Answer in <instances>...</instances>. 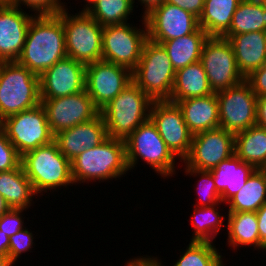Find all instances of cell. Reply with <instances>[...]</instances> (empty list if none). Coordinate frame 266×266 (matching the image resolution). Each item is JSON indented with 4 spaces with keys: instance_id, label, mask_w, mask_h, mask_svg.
Segmentation results:
<instances>
[{
    "instance_id": "obj_1",
    "label": "cell",
    "mask_w": 266,
    "mask_h": 266,
    "mask_svg": "<svg viewBox=\"0 0 266 266\" xmlns=\"http://www.w3.org/2000/svg\"><path fill=\"white\" fill-rule=\"evenodd\" d=\"M67 57L62 11L35 15L28 27L17 63L40 76L56 62Z\"/></svg>"
},
{
    "instance_id": "obj_2",
    "label": "cell",
    "mask_w": 266,
    "mask_h": 266,
    "mask_svg": "<svg viewBox=\"0 0 266 266\" xmlns=\"http://www.w3.org/2000/svg\"><path fill=\"white\" fill-rule=\"evenodd\" d=\"M128 171L125 141L112 137L86 149L71 161V175L75 185L97 181L101 183L113 178L118 180Z\"/></svg>"
},
{
    "instance_id": "obj_3",
    "label": "cell",
    "mask_w": 266,
    "mask_h": 266,
    "mask_svg": "<svg viewBox=\"0 0 266 266\" xmlns=\"http://www.w3.org/2000/svg\"><path fill=\"white\" fill-rule=\"evenodd\" d=\"M21 165L36 195L44 196L43 193L51 192V189L54 192L62 186L74 185L71 162L60 152L54 140L24 153Z\"/></svg>"
},
{
    "instance_id": "obj_4",
    "label": "cell",
    "mask_w": 266,
    "mask_h": 266,
    "mask_svg": "<svg viewBox=\"0 0 266 266\" xmlns=\"http://www.w3.org/2000/svg\"><path fill=\"white\" fill-rule=\"evenodd\" d=\"M152 102L132 81L100 111L108 137L125 141L149 119Z\"/></svg>"
},
{
    "instance_id": "obj_5",
    "label": "cell",
    "mask_w": 266,
    "mask_h": 266,
    "mask_svg": "<svg viewBox=\"0 0 266 266\" xmlns=\"http://www.w3.org/2000/svg\"><path fill=\"white\" fill-rule=\"evenodd\" d=\"M40 103L39 76L16 61L0 62V120Z\"/></svg>"
},
{
    "instance_id": "obj_6",
    "label": "cell",
    "mask_w": 266,
    "mask_h": 266,
    "mask_svg": "<svg viewBox=\"0 0 266 266\" xmlns=\"http://www.w3.org/2000/svg\"><path fill=\"white\" fill-rule=\"evenodd\" d=\"M175 69L164 47L147 40L137 67L132 71L133 82L152 100H170Z\"/></svg>"
},
{
    "instance_id": "obj_7",
    "label": "cell",
    "mask_w": 266,
    "mask_h": 266,
    "mask_svg": "<svg viewBox=\"0 0 266 266\" xmlns=\"http://www.w3.org/2000/svg\"><path fill=\"white\" fill-rule=\"evenodd\" d=\"M126 160L129 171L142 159L161 178L176 174L177 158L167 148L153 122L142 123L126 140Z\"/></svg>"
},
{
    "instance_id": "obj_8",
    "label": "cell",
    "mask_w": 266,
    "mask_h": 266,
    "mask_svg": "<svg viewBox=\"0 0 266 266\" xmlns=\"http://www.w3.org/2000/svg\"><path fill=\"white\" fill-rule=\"evenodd\" d=\"M62 24L67 57L85 65L102 60L103 26L85 11L69 14L67 7L62 10Z\"/></svg>"
},
{
    "instance_id": "obj_9",
    "label": "cell",
    "mask_w": 266,
    "mask_h": 266,
    "mask_svg": "<svg viewBox=\"0 0 266 266\" xmlns=\"http://www.w3.org/2000/svg\"><path fill=\"white\" fill-rule=\"evenodd\" d=\"M141 18V29L135 24L133 26V23L103 26L102 60L127 67L131 71L137 67L148 40L147 24L145 18Z\"/></svg>"
},
{
    "instance_id": "obj_10",
    "label": "cell",
    "mask_w": 266,
    "mask_h": 266,
    "mask_svg": "<svg viewBox=\"0 0 266 266\" xmlns=\"http://www.w3.org/2000/svg\"><path fill=\"white\" fill-rule=\"evenodd\" d=\"M1 129L21 156L54 140L41 103L5 118L2 120Z\"/></svg>"
},
{
    "instance_id": "obj_11",
    "label": "cell",
    "mask_w": 266,
    "mask_h": 266,
    "mask_svg": "<svg viewBox=\"0 0 266 266\" xmlns=\"http://www.w3.org/2000/svg\"><path fill=\"white\" fill-rule=\"evenodd\" d=\"M200 62L206 72L213 93L234 87L245 80L237 67L231 43L223 37H209Z\"/></svg>"
},
{
    "instance_id": "obj_12",
    "label": "cell",
    "mask_w": 266,
    "mask_h": 266,
    "mask_svg": "<svg viewBox=\"0 0 266 266\" xmlns=\"http://www.w3.org/2000/svg\"><path fill=\"white\" fill-rule=\"evenodd\" d=\"M216 96L220 128L236 134L256 125L257 95L246 80Z\"/></svg>"
},
{
    "instance_id": "obj_13",
    "label": "cell",
    "mask_w": 266,
    "mask_h": 266,
    "mask_svg": "<svg viewBox=\"0 0 266 266\" xmlns=\"http://www.w3.org/2000/svg\"><path fill=\"white\" fill-rule=\"evenodd\" d=\"M149 119L167 148L182 162L189 155L193 134L189 131L177 103L169 100L153 101Z\"/></svg>"
},
{
    "instance_id": "obj_14",
    "label": "cell",
    "mask_w": 266,
    "mask_h": 266,
    "mask_svg": "<svg viewBox=\"0 0 266 266\" xmlns=\"http://www.w3.org/2000/svg\"><path fill=\"white\" fill-rule=\"evenodd\" d=\"M132 81V71L127 67L105 60L86 65L85 89L99 111Z\"/></svg>"
},
{
    "instance_id": "obj_15",
    "label": "cell",
    "mask_w": 266,
    "mask_h": 266,
    "mask_svg": "<svg viewBox=\"0 0 266 266\" xmlns=\"http://www.w3.org/2000/svg\"><path fill=\"white\" fill-rule=\"evenodd\" d=\"M235 154V134L223 128L192 136L189 155L182 161L188 168L210 171Z\"/></svg>"
},
{
    "instance_id": "obj_16",
    "label": "cell",
    "mask_w": 266,
    "mask_h": 266,
    "mask_svg": "<svg viewBox=\"0 0 266 266\" xmlns=\"http://www.w3.org/2000/svg\"><path fill=\"white\" fill-rule=\"evenodd\" d=\"M53 135L88 122L100 111L95 107L86 89L73 95L54 99H41Z\"/></svg>"
},
{
    "instance_id": "obj_17",
    "label": "cell",
    "mask_w": 266,
    "mask_h": 266,
    "mask_svg": "<svg viewBox=\"0 0 266 266\" xmlns=\"http://www.w3.org/2000/svg\"><path fill=\"white\" fill-rule=\"evenodd\" d=\"M148 39L163 43L197 31L199 18L184 9L164 2L145 17Z\"/></svg>"
},
{
    "instance_id": "obj_18",
    "label": "cell",
    "mask_w": 266,
    "mask_h": 266,
    "mask_svg": "<svg viewBox=\"0 0 266 266\" xmlns=\"http://www.w3.org/2000/svg\"><path fill=\"white\" fill-rule=\"evenodd\" d=\"M86 65L66 57L39 76L40 98L54 99L85 90Z\"/></svg>"
},
{
    "instance_id": "obj_19",
    "label": "cell",
    "mask_w": 266,
    "mask_h": 266,
    "mask_svg": "<svg viewBox=\"0 0 266 266\" xmlns=\"http://www.w3.org/2000/svg\"><path fill=\"white\" fill-rule=\"evenodd\" d=\"M14 6H0V62L17 61L28 27L36 14Z\"/></svg>"
},
{
    "instance_id": "obj_20",
    "label": "cell",
    "mask_w": 266,
    "mask_h": 266,
    "mask_svg": "<svg viewBox=\"0 0 266 266\" xmlns=\"http://www.w3.org/2000/svg\"><path fill=\"white\" fill-rule=\"evenodd\" d=\"M107 138L108 133L101 113L88 122L79 123L54 135L60 152L70 162L86 149L99 145Z\"/></svg>"
},
{
    "instance_id": "obj_21",
    "label": "cell",
    "mask_w": 266,
    "mask_h": 266,
    "mask_svg": "<svg viewBox=\"0 0 266 266\" xmlns=\"http://www.w3.org/2000/svg\"><path fill=\"white\" fill-rule=\"evenodd\" d=\"M228 41L244 78L266 63V31L232 35Z\"/></svg>"
},
{
    "instance_id": "obj_22",
    "label": "cell",
    "mask_w": 266,
    "mask_h": 266,
    "mask_svg": "<svg viewBox=\"0 0 266 266\" xmlns=\"http://www.w3.org/2000/svg\"><path fill=\"white\" fill-rule=\"evenodd\" d=\"M177 105L182 110L184 121L193 135L220 127L216 93L181 100Z\"/></svg>"
},
{
    "instance_id": "obj_23",
    "label": "cell",
    "mask_w": 266,
    "mask_h": 266,
    "mask_svg": "<svg viewBox=\"0 0 266 266\" xmlns=\"http://www.w3.org/2000/svg\"><path fill=\"white\" fill-rule=\"evenodd\" d=\"M254 170L255 168L252 165L242 162L235 154L211 169L221 201L226 203L236 195Z\"/></svg>"
},
{
    "instance_id": "obj_24",
    "label": "cell",
    "mask_w": 266,
    "mask_h": 266,
    "mask_svg": "<svg viewBox=\"0 0 266 266\" xmlns=\"http://www.w3.org/2000/svg\"><path fill=\"white\" fill-rule=\"evenodd\" d=\"M213 94L206 72L200 61L178 69L175 73L170 102Z\"/></svg>"
},
{
    "instance_id": "obj_25",
    "label": "cell",
    "mask_w": 266,
    "mask_h": 266,
    "mask_svg": "<svg viewBox=\"0 0 266 266\" xmlns=\"http://www.w3.org/2000/svg\"><path fill=\"white\" fill-rule=\"evenodd\" d=\"M0 194L11 209H29L36 193L26 176L22 165L18 168L0 172Z\"/></svg>"
},
{
    "instance_id": "obj_26",
    "label": "cell",
    "mask_w": 266,
    "mask_h": 266,
    "mask_svg": "<svg viewBox=\"0 0 266 266\" xmlns=\"http://www.w3.org/2000/svg\"><path fill=\"white\" fill-rule=\"evenodd\" d=\"M209 36L200 27L197 31L180 38L164 41L166 50L175 71L200 61L202 49Z\"/></svg>"
},
{
    "instance_id": "obj_27",
    "label": "cell",
    "mask_w": 266,
    "mask_h": 266,
    "mask_svg": "<svg viewBox=\"0 0 266 266\" xmlns=\"http://www.w3.org/2000/svg\"><path fill=\"white\" fill-rule=\"evenodd\" d=\"M228 246L234 250L240 247L253 246L260 251V239L256 212L227 213ZM239 247V248H238Z\"/></svg>"
},
{
    "instance_id": "obj_28",
    "label": "cell",
    "mask_w": 266,
    "mask_h": 266,
    "mask_svg": "<svg viewBox=\"0 0 266 266\" xmlns=\"http://www.w3.org/2000/svg\"><path fill=\"white\" fill-rule=\"evenodd\" d=\"M266 203V169H255L243 188L225 204L227 213L256 212Z\"/></svg>"
},
{
    "instance_id": "obj_29",
    "label": "cell",
    "mask_w": 266,
    "mask_h": 266,
    "mask_svg": "<svg viewBox=\"0 0 266 266\" xmlns=\"http://www.w3.org/2000/svg\"><path fill=\"white\" fill-rule=\"evenodd\" d=\"M235 155L255 169H266V129L255 125L236 133Z\"/></svg>"
},
{
    "instance_id": "obj_30",
    "label": "cell",
    "mask_w": 266,
    "mask_h": 266,
    "mask_svg": "<svg viewBox=\"0 0 266 266\" xmlns=\"http://www.w3.org/2000/svg\"><path fill=\"white\" fill-rule=\"evenodd\" d=\"M241 0H204L199 26L209 37H222L232 22V17Z\"/></svg>"
},
{
    "instance_id": "obj_31",
    "label": "cell",
    "mask_w": 266,
    "mask_h": 266,
    "mask_svg": "<svg viewBox=\"0 0 266 266\" xmlns=\"http://www.w3.org/2000/svg\"><path fill=\"white\" fill-rule=\"evenodd\" d=\"M256 31H266V9L258 0H241L229 30L222 37L228 40L232 35Z\"/></svg>"
},
{
    "instance_id": "obj_32",
    "label": "cell",
    "mask_w": 266,
    "mask_h": 266,
    "mask_svg": "<svg viewBox=\"0 0 266 266\" xmlns=\"http://www.w3.org/2000/svg\"><path fill=\"white\" fill-rule=\"evenodd\" d=\"M215 204L207 207H194L190 223L193 226V234L190 241L215 243V238L224 227V216L220 213L219 206ZM218 206V207H217ZM219 209V210H218Z\"/></svg>"
},
{
    "instance_id": "obj_33",
    "label": "cell",
    "mask_w": 266,
    "mask_h": 266,
    "mask_svg": "<svg viewBox=\"0 0 266 266\" xmlns=\"http://www.w3.org/2000/svg\"><path fill=\"white\" fill-rule=\"evenodd\" d=\"M211 242L190 241L186 250H184L172 266H224L223 256L219 249ZM160 266L162 260L158 257H152ZM161 260V261H160Z\"/></svg>"
},
{
    "instance_id": "obj_34",
    "label": "cell",
    "mask_w": 266,
    "mask_h": 266,
    "mask_svg": "<svg viewBox=\"0 0 266 266\" xmlns=\"http://www.w3.org/2000/svg\"><path fill=\"white\" fill-rule=\"evenodd\" d=\"M134 7L133 0H96L86 12L101 26H107L128 23Z\"/></svg>"
},
{
    "instance_id": "obj_35",
    "label": "cell",
    "mask_w": 266,
    "mask_h": 266,
    "mask_svg": "<svg viewBox=\"0 0 266 266\" xmlns=\"http://www.w3.org/2000/svg\"><path fill=\"white\" fill-rule=\"evenodd\" d=\"M184 170L185 174L189 175L190 177L198 176L199 178L198 185H196L198 194L196 196H198L199 199L198 202L192 206L207 207L223 203L221 201L220 193L216 190L214 177L211 171L188 168L185 164Z\"/></svg>"
},
{
    "instance_id": "obj_36",
    "label": "cell",
    "mask_w": 266,
    "mask_h": 266,
    "mask_svg": "<svg viewBox=\"0 0 266 266\" xmlns=\"http://www.w3.org/2000/svg\"><path fill=\"white\" fill-rule=\"evenodd\" d=\"M27 227L19 230L16 234L9 237V249L8 258L10 262L15 265L22 253H27L30 249L32 250L34 241V234L29 231Z\"/></svg>"
},
{
    "instance_id": "obj_37",
    "label": "cell",
    "mask_w": 266,
    "mask_h": 266,
    "mask_svg": "<svg viewBox=\"0 0 266 266\" xmlns=\"http://www.w3.org/2000/svg\"><path fill=\"white\" fill-rule=\"evenodd\" d=\"M61 0H12V6L23 9L24 6L36 15L58 14L67 5Z\"/></svg>"
},
{
    "instance_id": "obj_38",
    "label": "cell",
    "mask_w": 266,
    "mask_h": 266,
    "mask_svg": "<svg viewBox=\"0 0 266 266\" xmlns=\"http://www.w3.org/2000/svg\"><path fill=\"white\" fill-rule=\"evenodd\" d=\"M21 165V155L7 138L5 132L0 130V172L18 168Z\"/></svg>"
},
{
    "instance_id": "obj_39",
    "label": "cell",
    "mask_w": 266,
    "mask_h": 266,
    "mask_svg": "<svg viewBox=\"0 0 266 266\" xmlns=\"http://www.w3.org/2000/svg\"><path fill=\"white\" fill-rule=\"evenodd\" d=\"M24 209H10L0 217V230L7 234L8 237L16 234L26 225L23 217Z\"/></svg>"
},
{
    "instance_id": "obj_40",
    "label": "cell",
    "mask_w": 266,
    "mask_h": 266,
    "mask_svg": "<svg viewBox=\"0 0 266 266\" xmlns=\"http://www.w3.org/2000/svg\"><path fill=\"white\" fill-rule=\"evenodd\" d=\"M245 80L251 85L257 97L266 96V63L254 70Z\"/></svg>"
},
{
    "instance_id": "obj_41",
    "label": "cell",
    "mask_w": 266,
    "mask_h": 266,
    "mask_svg": "<svg viewBox=\"0 0 266 266\" xmlns=\"http://www.w3.org/2000/svg\"><path fill=\"white\" fill-rule=\"evenodd\" d=\"M165 2L176 5L198 18L203 13L204 0H165Z\"/></svg>"
},
{
    "instance_id": "obj_42",
    "label": "cell",
    "mask_w": 266,
    "mask_h": 266,
    "mask_svg": "<svg viewBox=\"0 0 266 266\" xmlns=\"http://www.w3.org/2000/svg\"><path fill=\"white\" fill-rule=\"evenodd\" d=\"M258 231L260 239V250L266 251V203L263 204L257 211ZM264 250V251H263Z\"/></svg>"
},
{
    "instance_id": "obj_43",
    "label": "cell",
    "mask_w": 266,
    "mask_h": 266,
    "mask_svg": "<svg viewBox=\"0 0 266 266\" xmlns=\"http://www.w3.org/2000/svg\"><path fill=\"white\" fill-rule=\"evenodd\" d=\"M256 125L266 129V96L257 97Z\"/></svg>"
},
{
    "instance_id": "obj_44",
    "label": "cell",
    "mask_w": 266,
    "mask_h": 266,
    "mask_svg": "<svg viewBox=\"0 0 266 266\" xmlns=\"http://www.w3.org/2000/svg\"><path fill=\"white\" fill-rule=\"evenodd\" d=\"M138 257V258H137ZM135 258H130L129 261L126 262L125 266H160L152 256L143 255L137 256Z\"/></svg>"
},
{
    "instance_id": "obj_45",
    "label": "cell",
    "mask_w": 266,
    "mask_h": 266,
    "mask_svg": "<svg viewBox=\"0 0 266 266\" xmlns=\"http://www.w3.org/2000/svg\"><path fill=\"white\" fill-rule=\"evenodd\" d=\"M138 3L143 6V12L142 17H145L147 14H149L154 8L162 5L165 0H136ZM135 3V0H133Z\"/></svg>"
},
{
    "instance_id": "obj_46",
    "label": "cell",
    "mask_w": 266,
    "mask_h": 266,
    "mask_svg": "<svg viewBox=\"0 0 266 266\" xmlns=\"http://www.w3.org/2000/svg\"><path fill=\"white\" fill-rule=\"evenodd\" d=\"M10 239L7 234L3 233L0 230V257L8 258V249H9Z\"/></svg>"
},
{
    "instance_id": "obj_47",
    "label": "cell",
    "mask_w": 266,
    "mask_h": 266,
    "mask_svg": "<svg viewBox=\"0 0 266 266\" xmlns=\"http://www.w3.org/2000/svg\"><path fill=\"white\" fill-rule=\"evenodd\" d=\"M11 208L6 203L4 197L0 194V217L7 213Z\"/></svg>"
},
{
    "instance_id": "obj_48",
    "label": "cell",
    "mask_w": 266,
    "mask_h": 266,
    "mask_svg": "<svg viewBox=\"0 0 266 266\" xmlns=\"http://www.w3.org/2000/svg\"><path fill=\"white\" fill-rule=\"evenodd\" d=\"M84 1L83 8L81 9V11H87L95 2L96 0H82Z\"/></svg>"
},
{
    "instance_id": "obj_49",
    "label": "cell",
    "mask_w": 266,
    "mask_h": 266,
    "mask_svg": "<svg viewBox=\"0 0 266 266\" xmlns=\"http://www.w3.org/2000/svg\"><path fill=\"white\" fill-rule=\"evenodd\" d=\"M0 266H14L9 258L7 257H0Z\"/></svg>"
},
{
    "instance_id": "obj_50",
    "label": "cell",
    "mask_w": 266,
    "mask_h": 266,
    "mask_svg": "<svg viewBox=\"0 0 266 266\" xmlns=\"http://www.w3.org/2000/svg\"><path fill=\"white\" fill-rule=\"evenodd\" d=\"M0 6H12V0H0Z\"/></svg>"
},
{
    "instance_id": "obj_51",
    "label": "cell",
    "mask_w": 266,
    "mask_h": 266,
    "mask_svg": "<svg viewBox=\"0 0 266 266\" xmlns=\"http://www.w3.org/2000/svg\"><path fill=\"white\" fill-rule=\"evenodd\" d=\"M258 2L261 4V6L266 9V0H258Z\"/></svg>"
}]
</instances>
